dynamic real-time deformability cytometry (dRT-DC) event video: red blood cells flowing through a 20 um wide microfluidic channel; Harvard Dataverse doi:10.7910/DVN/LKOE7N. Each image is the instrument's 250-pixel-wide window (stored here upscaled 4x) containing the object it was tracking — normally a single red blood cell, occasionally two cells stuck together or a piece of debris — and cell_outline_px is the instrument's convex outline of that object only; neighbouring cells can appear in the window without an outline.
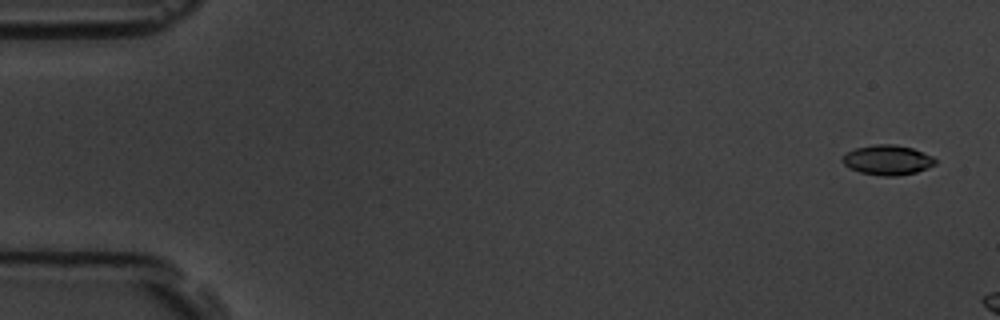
{"species": "common noctule bat (a hibernating species)", "species_latin": "Nyctalus noctula", "temperature_condition": "room temperature", "stored_images_in_passage": 2, "camera_frame_rate_fps": 3000, "um_per_image_px": 0.085, "animal": {"sex": "male", "body_mass_g": 19.5, "forearm_length_mm": 54.6}, "frame": {"image": 1, "passage_image": 1, "time_ms": 0.0, "image_size_px": [1000, 320], "cell_outline_px": [[936, 164], [916, 172], [896, 176], [884, 176], [860, 172], [844, 164], [840, 160], [848, 152], [856, 148], [876, 144], [896, 144], [912, 148], [932, 156], [936, 160]], "centroid_in_image_um": [75.45, 13.59], "position_along_channel_um": 9.5, "area_um2": 15.95}}